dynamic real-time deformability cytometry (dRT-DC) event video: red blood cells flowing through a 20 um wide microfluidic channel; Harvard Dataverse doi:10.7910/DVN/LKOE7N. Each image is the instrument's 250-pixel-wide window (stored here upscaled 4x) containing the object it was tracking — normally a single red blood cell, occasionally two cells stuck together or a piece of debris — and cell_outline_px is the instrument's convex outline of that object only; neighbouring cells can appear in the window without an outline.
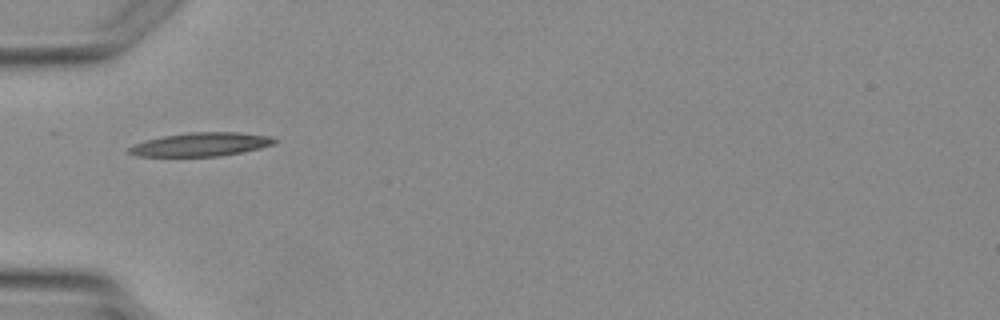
{"species": "Egyptian fruit bat (a non-hibernating species)", "species_latin": "Rousettus aegyptiacus", "temperature_condition": "warm", "stored_images_in_passage": 2, "camera_frame_rate_fps": 3000, "um_per_image_px": 0.085, "animal": {"sex": "female"}, "frame": {"image": 1, "passage_image": 2, "time_ms": 1.0, "image_size_px": [1000, 320], "cell_outline_px": [[276, 144], [260, 148], [220, 156], [136, 156], [128, 152], [128, 148], [144, 140], [164, 136], [188, 132], [240, 132], [272, 136], [276, 140]], "centroid_in_image_um": [17.11, 12.26], "position_along_channel_um": 67.9, "area_um2": 20.0}}